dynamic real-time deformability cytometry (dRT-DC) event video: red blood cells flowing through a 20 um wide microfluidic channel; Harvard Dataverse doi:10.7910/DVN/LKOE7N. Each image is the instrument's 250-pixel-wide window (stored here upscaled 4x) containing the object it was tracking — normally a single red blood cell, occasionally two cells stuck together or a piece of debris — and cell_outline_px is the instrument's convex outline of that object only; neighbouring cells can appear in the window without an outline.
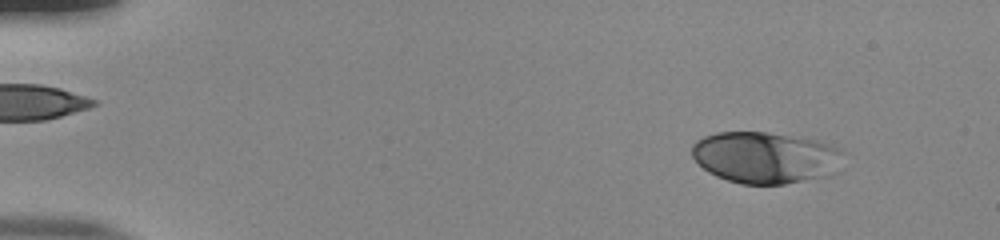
{"species": "human", "species_latin": "Homo sapiens", "temperature_condition": "room temperature", "stored_images_in_passage": 53, "camera_frame_rate_fps": 3000, "um_per_image_px": 0.085, "donor": {"sex": "male"}, "frame": {"image": 1, "passage_image": 6, "time_ms": 1.667, "image_size_px": [1000, 240], "cell_outline_px": [[848, 152], [824, 176], [784, 184], [740, 184], [716, 176], [708, 172], [692, 156], [692, 144], [696, 140], [704, 136], [716, 132], [768, 132], [804, 136], [832, 144], [844, 148]], "centroid_in_image_um": [65.05, 13.35], "position_along_channel_um": 19.9, "area_um2": 45.72}}
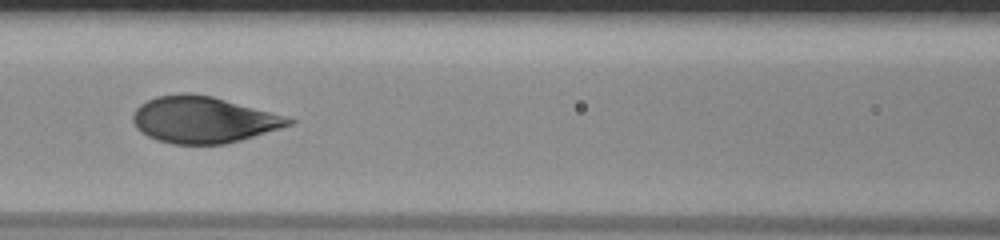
{"frame": {"image": 2, "passage_image": 25, "time_ms": 8.0, "image_size_px": [1000, 240], "cell_outline_px": [[296, 120], [292, 124], [280, 128], [240, 140], [224, 144], [172, 144], [156, 140], [140, 132], [136, 128], [132, 120], [132, 116], [136, 108], [140, 104], [156, 96], [184, 92], [212, 96], [284, 116]], "centroid_in_image_um": [17.22, 10.18], "position_along_channel_um": 149.4, "area_um2": 41.91}}
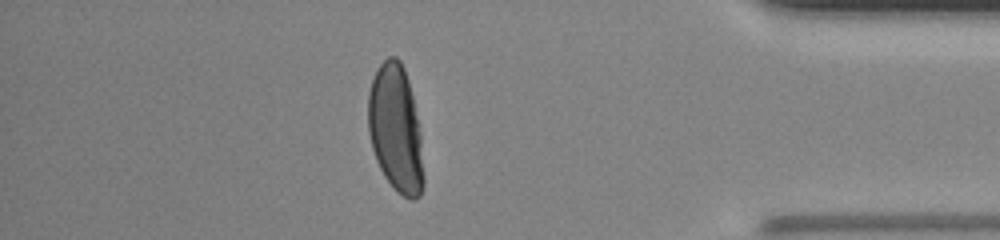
{"frame": {"image": 3, "passage_image": 47, "time_ms": 15.333, "image_size_px": [1000, 240], "cell_outline_px": [[424, 184], [420, 196], [412, 200], [396, 192], [384, 176], [376, 160], [372, 148], [368, 132], [368, 92], [376, 68], [388, 56], [396, 56], [400, 60], [404, 68], [408, 80], [412, 96], [420, 132], [424, 176]], "centroid_in_image_um": [33.62, 10.96], "position_along_channel_um": 401.6, "area_um2": 41.27}, "authors_computed_cell_mechanics": {"area_um2": 43.5234, "velocity_mm_per_s": 3.8454, "shape_relaxation_time_tau1_ms": 3.9086, "shape_relaxation_time_tau2_ms": null, "deformation_change_tau1": 0.1926, "deformation_change_tau2": null}}